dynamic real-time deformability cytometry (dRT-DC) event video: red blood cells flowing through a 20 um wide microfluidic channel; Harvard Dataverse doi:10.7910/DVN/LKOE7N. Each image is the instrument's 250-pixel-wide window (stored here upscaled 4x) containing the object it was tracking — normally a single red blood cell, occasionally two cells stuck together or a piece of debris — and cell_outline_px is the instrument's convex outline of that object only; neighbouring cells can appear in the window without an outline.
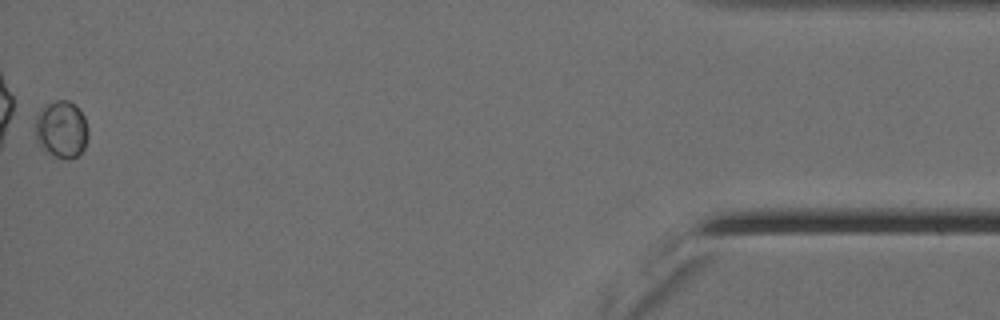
{"species": "Egyptian fruit bat (a non-hibernating species)", "species_latin": "Rousettus aegyptiacus", "temperature_condition": "cold", "stored_images_in_passage": 62, "camera_frame_rate_fps": 3000, "um_per_image_px": 0.085, "animal": {"sex": "female"}, "frame": {"image": 1, "passage_image": 62, "time_ms": 20.333, "image_size_px": [1000, 320], "cell_outline_px": [[88, 136], [84, 148], [80, 156], [72, 160], [68, 160], [52, 156], [44, 152], [36, 140], [36, 116], [40, 108], [44, 104], [56, 100], [68, 100], [76, 104], [84, 116], [88, 128]], "centroid_in_image_um": [5.23, 11.02], "position_along_channel_um": 430.0, "area_um2": 18.26}}